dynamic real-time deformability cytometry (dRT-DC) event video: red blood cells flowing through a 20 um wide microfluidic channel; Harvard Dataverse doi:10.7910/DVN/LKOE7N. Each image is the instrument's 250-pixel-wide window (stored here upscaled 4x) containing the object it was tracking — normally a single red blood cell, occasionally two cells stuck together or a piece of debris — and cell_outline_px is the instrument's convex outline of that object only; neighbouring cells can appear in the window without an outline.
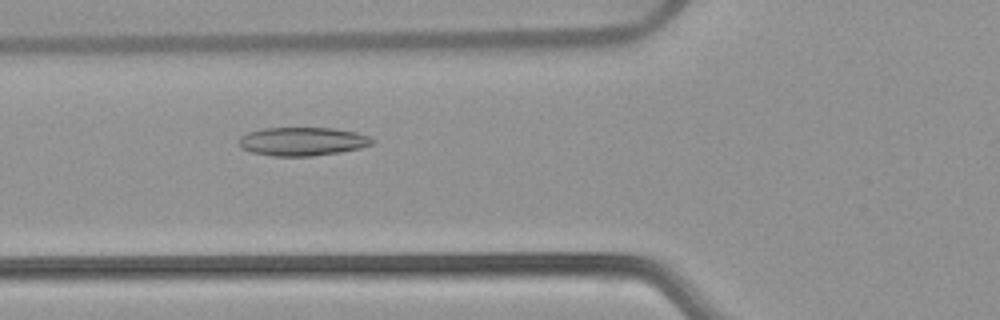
{"species": "common noctule bat (a hibernating species)", "species_latin": "Nyctalus noctula", "temperature_condition": "warm", "stored_images_in_passage": 53, "camera_frame_rate_fps": 3000, "um_per_image_px": 0.085, "animal": {"sex": "female", "body_mass_g": 22.7, "forearm_length_mm": 54.2}, "frame": {"image": 1, "passage_image": 20, "time_ms": 6.333, "image_size_px": [1000, 320], "cell_outline_px": [[372, 144], [360, 148], [340, 152], [312, 156], [272, 156], [252, 152], [240, 148], [240, 136], [248, 132], [264, 128], [332, 128], [356, 132], [368, 136], [372, 140]], "centroid_in_image_um": [25.68, 12.02], "position_along_channel_um": 100.1, "area_um2": 22.02}}
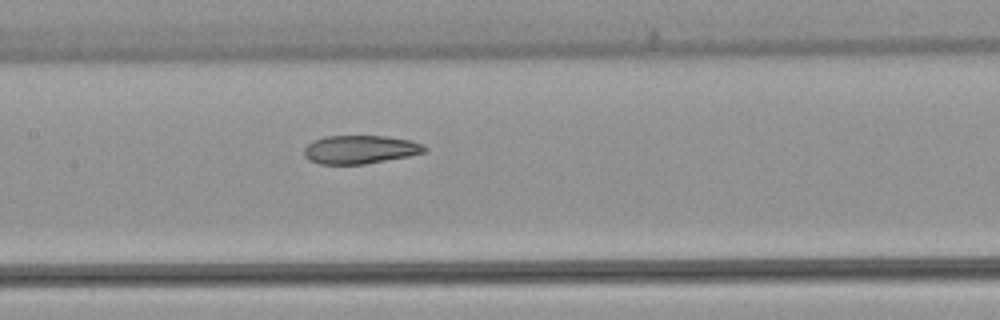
{"frame": {"image": 2, "passage_image": 26, "time_ms": 8.333, "image_size_px": [1000, 320], "cell_outline_px": [[428, 148], [424, 152], [408, 156], [364, 164], [320, 164], [308, 160], [304, 156], [304, 148], [312, 140], [324, 136], [384, 136], [412, 140], [424, 144]], "centroid_in_image_um": [30.6, 12.7], "position_along_channel_um": 176.8, "area_um2": 20.06}}
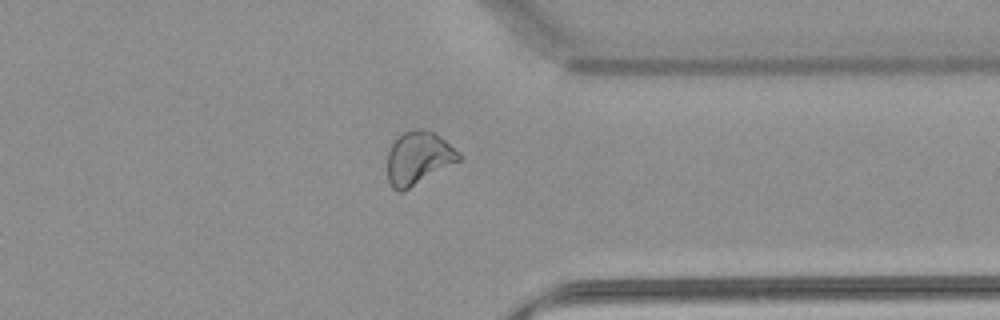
{"frame": {"image": 3, "passage_image": 42, "time_ms": 13.667, "image_size_px": [1000, 320], "cell_outline_px": [[460, 160], [404, 192], [396, 192], [392, 188], [388, 180], [388, 152], [392, 144], [404, 132], [420, 128], [424, 128], [432, 132], [444, 140], [460, 152]], "centroid_in_image_um": [35.55, 13.47], "position_along_channel_um": 375.9, "area_um2": 21.96}, "authors_computed_cell_mechanics": {"area_um2": 23.0622, "velocity_mm_per_s": 3.8139, "shape_relaxation_time_tau1_ms": null, "shape_relaxation_time_tau2_ms": 2.4284, "deformation_change_tau1": null, "deformation_change_tau2": 0.0925}}